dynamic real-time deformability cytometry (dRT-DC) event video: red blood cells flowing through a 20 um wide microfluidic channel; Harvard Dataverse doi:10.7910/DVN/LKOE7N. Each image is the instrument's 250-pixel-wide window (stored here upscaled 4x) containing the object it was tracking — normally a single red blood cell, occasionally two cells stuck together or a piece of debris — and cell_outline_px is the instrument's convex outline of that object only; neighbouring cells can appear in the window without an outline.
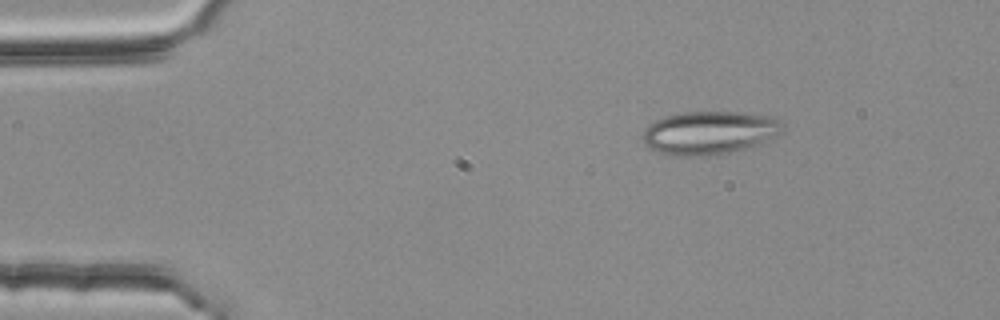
{"species": "common noctule bat (a hibernating species)", "species_latin": "Nyctalus noctula", "temperature_condition": "room temperature", "stored_images_in_passage": 4, "camera_frame_rate_fps": 3000, "um_per_image_px": 0.085, "animal": {"sex": "female", "body_mass_g": 25.1}, "frame": {"image": 1, "passage_image": 1, "time_ms": 0.0, "image_size_px": [1000, 320], "cell_outline_px": [[784, 132], [760, 144], [728, 152], [696, 156], [676, 156], [660, 152], [644, 144], [644, 132], [648, 124], [664, 116], [680, 112], [736, 112], [772, 116], [780, 120]], "centroid_in_image_um": [60.32, 11.26], "position_along_channel_um": 24.7, "area_um2": 35.03}}
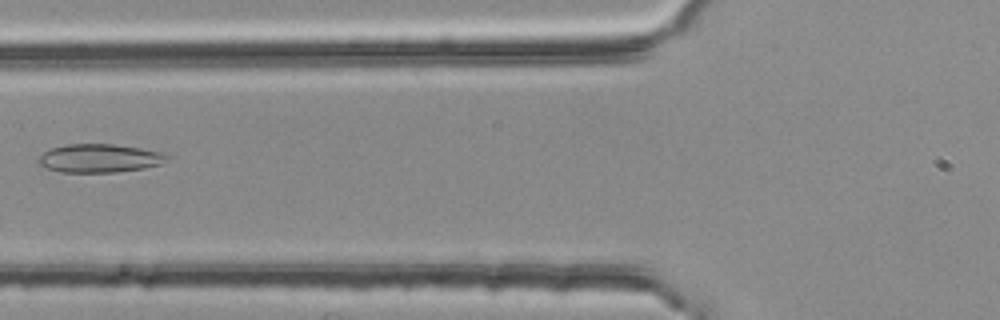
{"frame": {"image": 2, "passage_image": 4, "time_ms": 1.0, "image_size_px": [1000, 320], "cell_outline_px": [[168, 156], [160, 164], [144, 168], [112, 172], [60, 172], [44, 168], [40, 164], [40, 156], [44, 152], [52, 148], [68, 144], [112, 144], [140, 148], [160, 152]], "centroid_in_image_um": [8.42, 13.45], "position_along_channel_um": 117.4, "area_um2": 20.92}}